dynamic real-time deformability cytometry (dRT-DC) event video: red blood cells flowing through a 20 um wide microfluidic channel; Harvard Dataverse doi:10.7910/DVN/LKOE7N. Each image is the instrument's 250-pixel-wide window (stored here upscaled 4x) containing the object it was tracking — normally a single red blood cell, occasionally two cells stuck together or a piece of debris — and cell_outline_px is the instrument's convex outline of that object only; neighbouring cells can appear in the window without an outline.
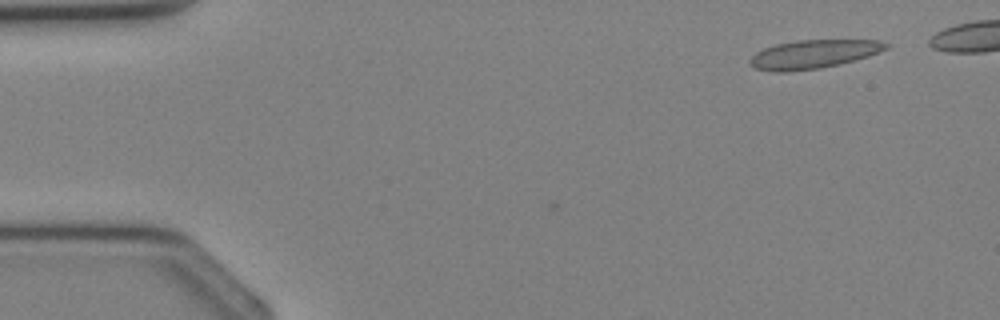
{"species": "Egyptian fruit bat (a non-hibernating species)", "species_latin": "Rousettus aegyptiacus", "temperature_condition": "cold", "stored_images_in_passage": 3, "camera_frame_rate_fps": 3000, "um_per_image_px": 0.085, "animal": {"sex": "female"}, "frame": {"image": 1, "passage_image": 1, "time_ms": 0.0, "image_size_px": [1000, 320], "cell_outline_px": [[892, 44], [888, 48], [880, 52], [868, 56], [840, 64], [820, 68], [788, 72], [776, 72], [756, 68], [748, 64], [748, 60], [756, 52], [764, 48], [776, 44], [796, 40], [880, 40]], "centroid_in_image_um": [69.16, 4.6], "position_along_channel_um": 15.8, "area_um2": 22.83}}